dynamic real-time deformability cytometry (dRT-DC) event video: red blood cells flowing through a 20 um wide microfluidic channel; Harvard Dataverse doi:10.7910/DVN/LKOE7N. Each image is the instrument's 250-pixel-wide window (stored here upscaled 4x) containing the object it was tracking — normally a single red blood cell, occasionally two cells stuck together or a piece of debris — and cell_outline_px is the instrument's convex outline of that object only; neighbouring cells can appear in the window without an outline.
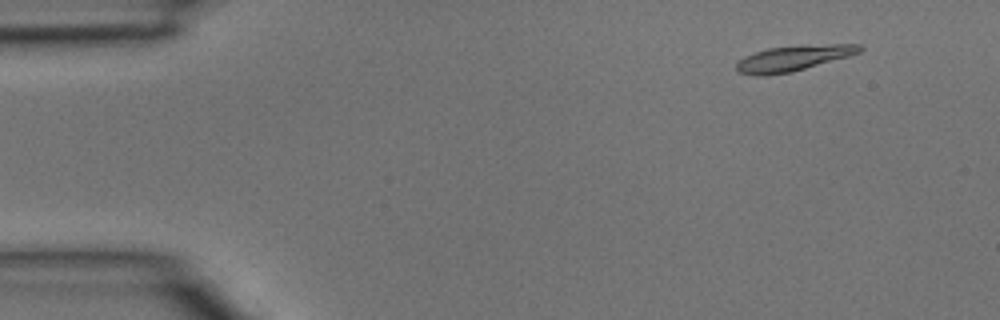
{"species": "common noctule bat (a hibernating species)", "species_latin": "Nyctalus noctula", "temperature_condition": "room temperature", "stored_images_in_passage": 44, "camera_frame_rate_fps": 3000, "um_per_image_px": 0.085, "animal": {"sex": "male", "body_mass_g": 15.6}, "frame": {"image": 1, "passage_image": 4, "time_ms": 1.0, "image_size_px": [1000, 320], "cell_outline_px": [[864, 48], [860, 52], [848, 56], [792, 72], [768, 76], [756, 76], [736, 72], [736, 64], [744, 56], [768, 48], [832, 44], [860, 44]], "centroid_in_image_um": [67.39, 4.97], "position_along_channel_um": 17.6, "area_um2": 18.15}}
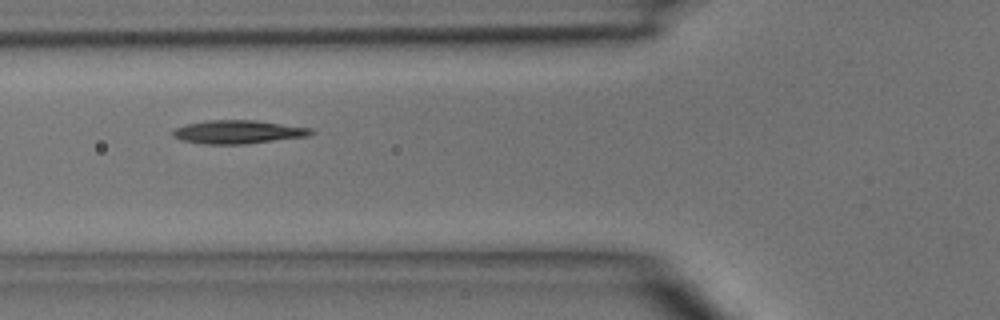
{"frame": {"image": 2, "passage_image": 16, "time_ms": 5.0, "image_size_px": [1000, 320], "cell_outline_px": [[316, 132], [308, 136], [244, 144], [204, 144], [184, 140], [172, 136], [172, 128], [184, 124], [208, 120], [256, 120], [312, 128]], "centroid_in_image_um": [20.22, 11.2], "position_along_channel_um": 105.6, "area_um2": 18.96}}
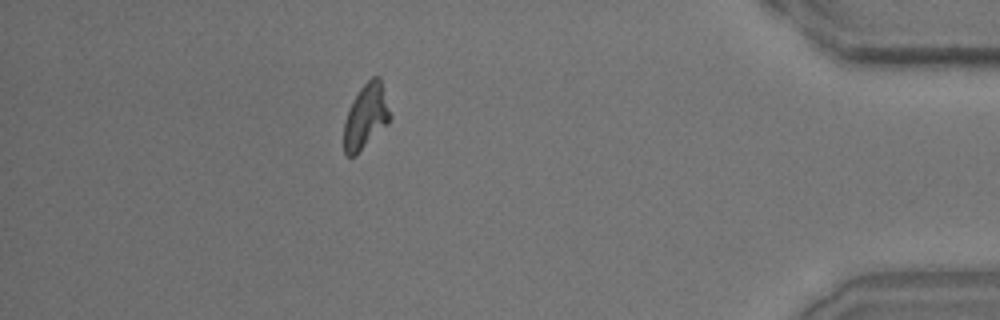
{"frame": {"image": 3, "passage_image": 39, "time_ms": 12.667, "image_size_px": [1000, 320], "cell_outline_px": [[392, 116], [388, 124], [352, 156], [348, 156], [344, 152], [344, 120], [348, 108], [352, 100], [360, 88], [372, 76], [380, 76]], "centroid_in_image_um": [31.1, 9.83], "position_along_channel_um": 404.1, "area_um2": 17.28}}